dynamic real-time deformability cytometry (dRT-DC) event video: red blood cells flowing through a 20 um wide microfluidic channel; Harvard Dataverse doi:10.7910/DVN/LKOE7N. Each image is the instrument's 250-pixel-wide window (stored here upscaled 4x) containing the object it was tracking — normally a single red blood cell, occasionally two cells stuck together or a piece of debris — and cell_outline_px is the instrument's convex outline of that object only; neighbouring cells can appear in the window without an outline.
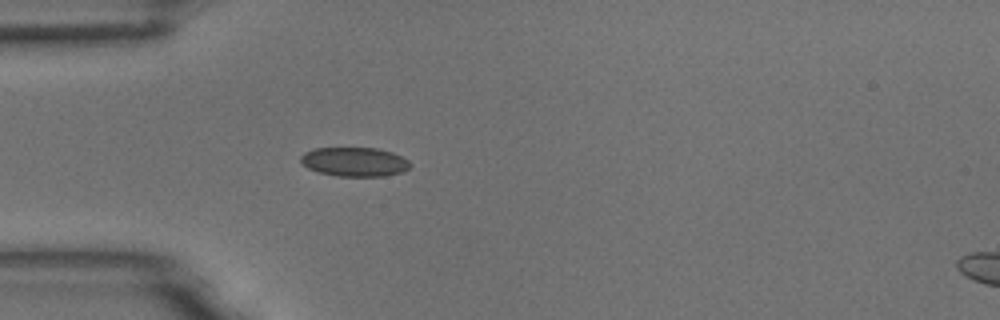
{"species": "common noctule bat (a hibernating species)", "species_latin": "Nyctalus noctula", "temperature_condition": "room temperature", "stored_images_in_passage": 1, "camera_frame_rate_fps": 3000, "um_per_image_px": 0.085, "animal": {"sex": "male", "body_mass_g": 18.8}, "frame": {"image": 1, "passage_image": 1, "time_ms": 0.0, "image_size_px": [1000, 320], "cell_outline_px": [[412, 164], [408, 168], [400, 172], [384, 176], [336, 176], [320, 172], [308, 168], [300, 164], [300, 156], [304, 152], [312, 148], [376, 148], [392, 152], [408, 160]], "centroid_in_image_um": [30.09, 13.75], "position_along_channel_um": 54.9, "area_um2": 18.61}}